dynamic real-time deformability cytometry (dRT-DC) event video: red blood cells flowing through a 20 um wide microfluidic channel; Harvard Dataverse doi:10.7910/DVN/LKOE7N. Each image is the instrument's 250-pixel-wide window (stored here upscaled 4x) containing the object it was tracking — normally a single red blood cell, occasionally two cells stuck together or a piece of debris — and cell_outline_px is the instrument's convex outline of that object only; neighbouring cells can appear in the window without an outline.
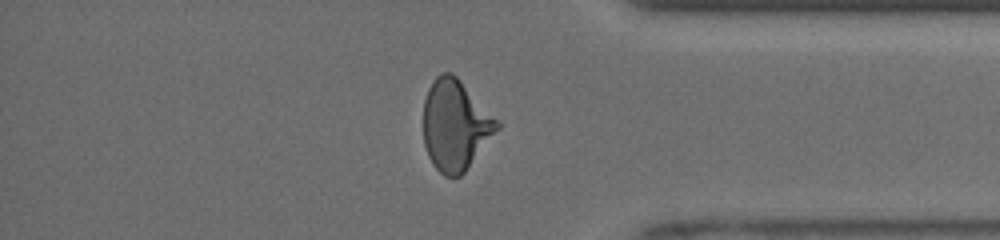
{"species": "human", "species_latin": "Homo sapiens", "temperature_condition": "room temperature", "stored_images_in_passage": 38, "segment_of_instrument_passage": [2, 2], "camera_frame_rate_fps": 3000, "um_per_image_px": 0.085, "donor": {"sex": "male"}, "frame": {"image": 1, "passage_image": 38, "time_ms": 10.333, "image_size_px": [1000, 240], "cell_outline_px": [[500, 128], [464, 172], [460, 176], [444, 176], [432, 164], [428, 156], [424, 144], [424, 100], [428, 88], [432, 80], [440, 72], [452, 72], [460, 80], [500, 124]], "centroid_in_image_um": [38.67, 10.63], "position_along_channel_um": 396.5, "area_um2": 38.44}}